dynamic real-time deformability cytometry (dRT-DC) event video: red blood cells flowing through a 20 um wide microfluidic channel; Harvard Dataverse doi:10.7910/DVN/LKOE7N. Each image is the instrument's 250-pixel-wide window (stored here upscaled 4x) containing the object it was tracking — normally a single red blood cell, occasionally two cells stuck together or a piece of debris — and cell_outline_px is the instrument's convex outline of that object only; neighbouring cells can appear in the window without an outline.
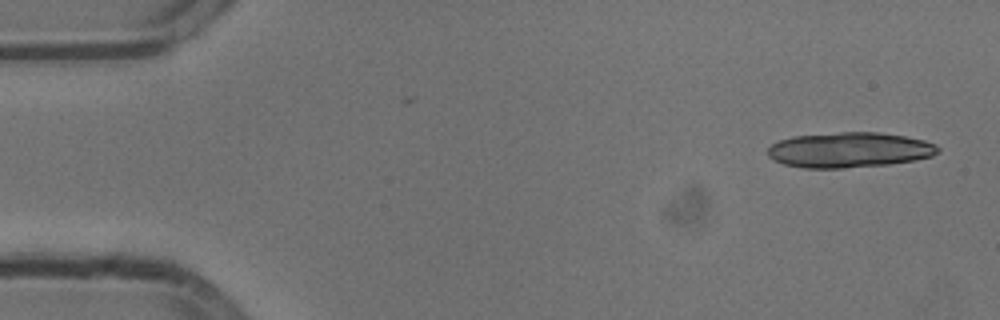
{"species": "common noctule bat (a hibernating species)", "species_latin": "Nyctalus noctula", "temperature_condition": "cold", "stored_images_in_passage": 16, "camera_frame_rate_fps": 3000, "um_per_image_px": 0.085, "animal": {"sex": "male", "body_mass_g": 13.3}, "frame": {"image": 1, "passage_image": 1, "time_ms": 0.0, "image_size_px": [1000, 320], "cell_outline_px": [[940, 152], [932, 156], [912, 160], [888, 164], [844, 168], [804, 168], [784, 164], [768, 156], [768, 148], [772, 144], [780, 140], [792, 136], [840, 132], [880, 132], [904, 136], [924, 140], [936, 144], [940, 148]], "centroid_in_image_um": [72.21, 12.74], "position_along_channel_um": 12.8, "area_um2": 34.91}}